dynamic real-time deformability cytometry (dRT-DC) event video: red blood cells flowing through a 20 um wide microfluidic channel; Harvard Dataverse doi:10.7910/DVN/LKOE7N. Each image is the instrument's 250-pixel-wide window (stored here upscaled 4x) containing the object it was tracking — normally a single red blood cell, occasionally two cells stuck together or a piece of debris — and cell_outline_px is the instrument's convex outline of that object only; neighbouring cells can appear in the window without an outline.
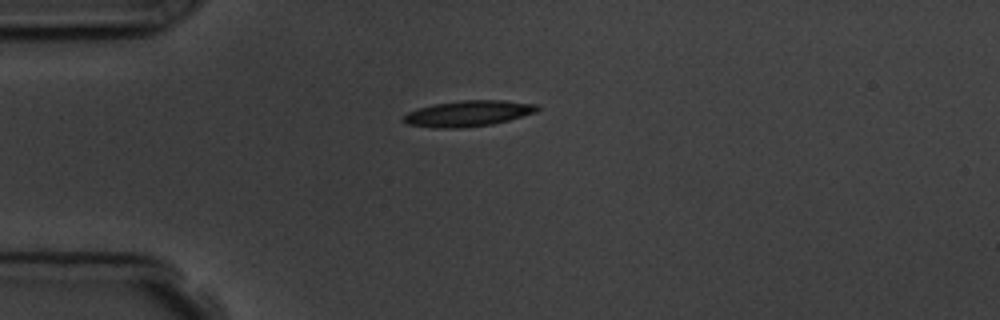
{"species": "common noctule bat (a hibernating species)", "species_latin": "Nyctalus noctula", "temperature_condition": "room temperature", "stored_images_in_passage": 1, "camera_frame_rate_fps": 3000, "um_per_image_px": 0.085, "animal": {"sex": "male", "body_mass_g": 19.5, "forearm_length_mm": 54.6}, "frame": {"image": 1, "passage_image": 1, "time_ms": 0.0, "image_size_px": [1000, 320], "cell_outline_px": [[540, 108], [536, 112], [508, 120], [492, 124], [460, 128], [432, 128], [408, 124], [400, 120], [408, 112], [432, 104], [464, 100], [504, 100], [540, 104]], "centroid_in_image_um": [39.81, 9.64], "position_along_channel_um": 45.2, "area_um2": 20.23}}